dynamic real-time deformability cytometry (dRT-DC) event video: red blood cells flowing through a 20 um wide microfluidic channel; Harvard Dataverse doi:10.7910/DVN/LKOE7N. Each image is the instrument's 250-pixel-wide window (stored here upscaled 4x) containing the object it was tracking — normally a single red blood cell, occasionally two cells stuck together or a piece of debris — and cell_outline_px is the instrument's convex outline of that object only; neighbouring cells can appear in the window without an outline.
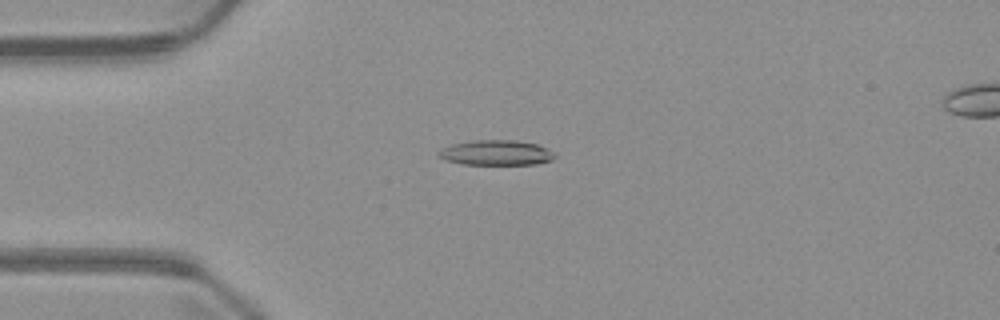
{"species": "common noctule bat (a hibernating species)", "species_latin": "Nyctalus noctula", "temperature_condition": "warm", "stored_images_in_passage": 6, "camera_frame_rate_fps": 3000, "um_per_image_px": 0.085, "animal": {"sex": "male", "body_mass_g": 23.1, "forearm_length_mm": 52.7}, "frame": {"image": 1, "passage_image": 4, "time_ms": 3.667, "image_size_px": [1000, 320], "cell_outline_px": [[556, 156], [552, 160], [536, 164], [460, 164], [444, 160], [440, 156], [440, 152], [444, 148], [452, 144], [472, 140], [516, 140], [536, 144], [552, 152]], "centroid_in_image_um": [42.18, 12.98], "position_along_channel_um": 42.8, "area_um2": 16.76}}
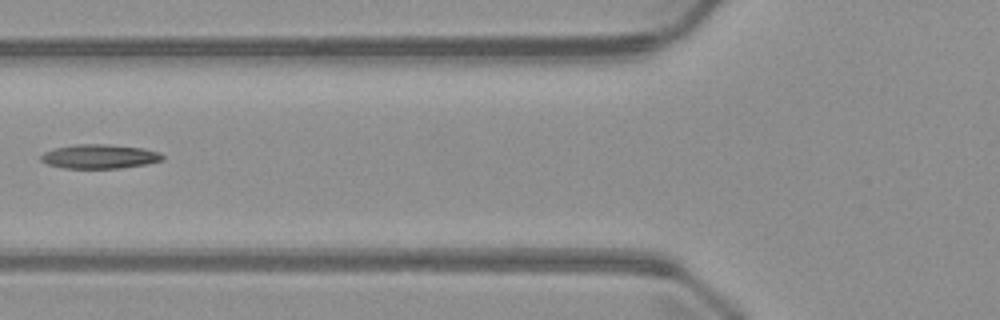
{"frame": {"image": 2, "passage_image": 6, "time_ms": 6.0, "image_size_px": [1000, 320], "cell_outline_px": [[164, 160], [148, 164], [120, 168], [64, 168], [48, 164], [40, 160], [40, 156], [44, 152], [56, 148], [76, 144], [104, 144], [144, 148], [160, 152], [164, 156]], "centroid_in_image_um": [8.5, 13.3], "position_along_channel_um": 117.3, "area_um2": 17.17}}